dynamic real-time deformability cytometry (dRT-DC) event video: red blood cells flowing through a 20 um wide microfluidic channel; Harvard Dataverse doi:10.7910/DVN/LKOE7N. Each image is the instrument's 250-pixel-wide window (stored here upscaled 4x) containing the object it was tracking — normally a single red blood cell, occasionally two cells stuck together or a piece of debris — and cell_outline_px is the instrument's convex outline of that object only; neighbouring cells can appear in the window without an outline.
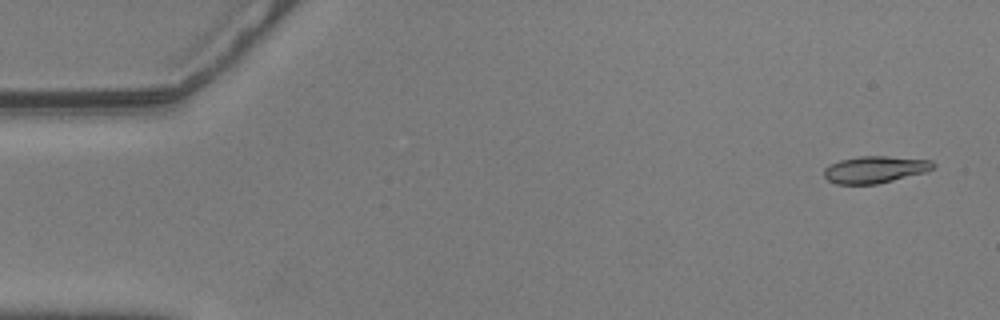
{"species": "common noctule bat (a hibernating species)", "species_latin": "Nyctalus noctula", "temperature_condition": "warm", "stored_images_in_passage": 57, "camera_frame_rate_fps": 3000, "um_per_image_px": 0.085, "animal": {"sex": "male", "body_mass_g": 20.5, "forearm_length_mm": 52.5}, "frame": {"image": 1, "passage_image": 3, "time_ms": 0.667, "image_size_px": [1000, 320], "cell_outline_px": [[936, 164], [928, 172], [876, 184], [836, 184], [828, 180], [824, 176], [824, 168], [840, 160], [860, 156], [888, 156], [932, 160]], "centroid_in_image_um": [74.4, 14.41], "position_along_channel_um": 10.6, "area_um2": 17.17}}
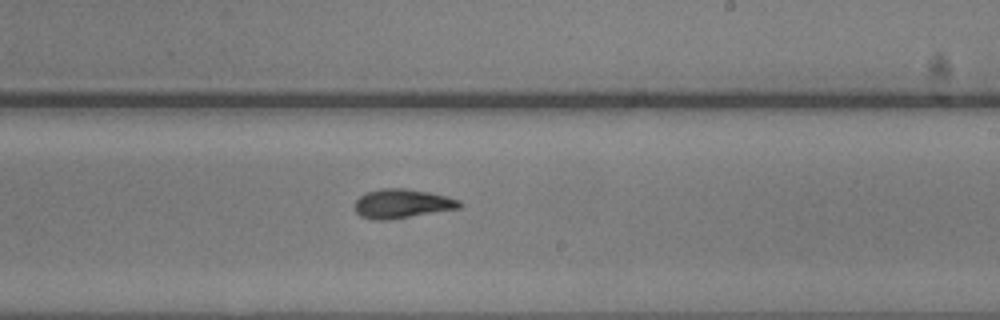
{"frame": {"image": 2, "passage_image": 34, "time_ms": 11.0, "image_size_px": [1000, 320], "cell_outline_px": [[464, 204], [460, 208], [388, 220], [376, 220], [360, 216], [352, 208], [352, 204], [364, 192], [384, 188], [404, 188], [428, 192], [460, 200]], "centroid_in_image_um": [34.12, 17.31], "position_along_channel_um": 254.9, "area_um2": 17.92}}
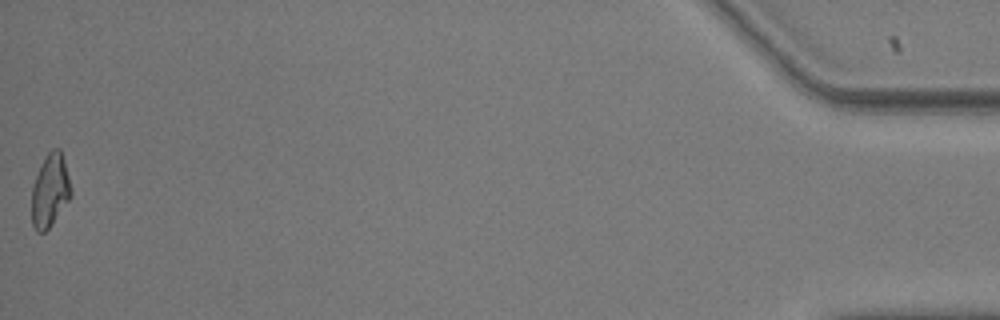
{"frame": {"image": 3, "passage_image": 57, "time_ms": 18.667, "image_size_px": [1000, 320], "cell_outline_px": [[72, 196], [48, 228], [44, 232], [36, 232], [32, 224], [32, 188], [36, 176], [48, 152], [52, 148], [60, 148], [72, 188]], "centroid_in_image_um": [4.26, 16.21], "position_along_channel_um": 430.9, "area_um2": 16.47}, "authors_computed_cell_mechanics": {"area_um2": 17.3978, "velocity_mm_per_s": 3.5937, "shape_relaxation_time_tau1_ms": 8.3293, "shape_relaxation_time_tau2_ms": 2.6798, "deformation_change_tau1": 0.2301, "deformation_change_tau2": 0.0869}}